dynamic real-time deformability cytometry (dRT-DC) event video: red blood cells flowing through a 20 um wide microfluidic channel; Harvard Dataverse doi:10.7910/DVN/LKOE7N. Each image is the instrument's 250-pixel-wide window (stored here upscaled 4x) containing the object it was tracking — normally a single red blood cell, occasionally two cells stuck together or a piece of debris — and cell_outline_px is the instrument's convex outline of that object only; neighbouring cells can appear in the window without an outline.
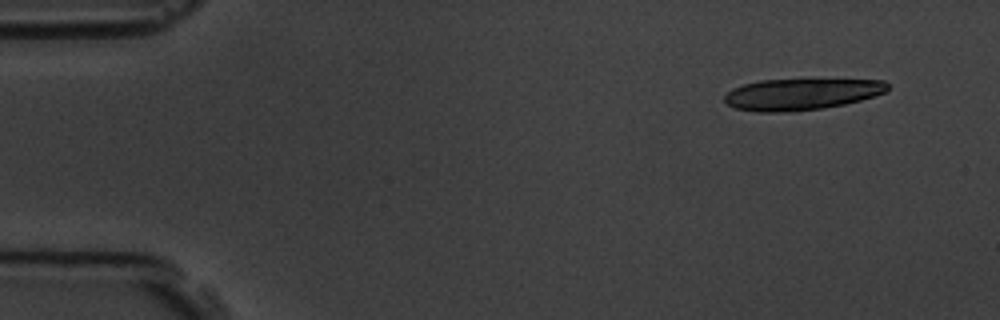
{"species": "common noctule bat (a hibernating species)", "species_latin": "Nyctalus noctula", "temperature_condition": "room temperature", "stored_images_in_passage": 5, "camera_frame_rate_fps": 3000, "um_per_image_px": 0.085, "animal": {"sex": "male", "body_mass_g": 19.5, "forearm_length_mm": 54.6}, "frame": {"image": 1, "passage_image": 1, "time_ms": 0.0, "image_size_px": [1000, 320], "cell_outline_px": [[888, 92], [860, 100], [844, 104], [820, 108], [792, 112], [756, 112], [736, 108], [728, 104], [724, 100], [724, 96], [732, 88], [744, 84], [760, 80], [884, 80], [888, 84]], "centroid_in_image_um": [68.1, 8.01], "position_along_channel_um": 16.9, "area_um2": 29.65}}